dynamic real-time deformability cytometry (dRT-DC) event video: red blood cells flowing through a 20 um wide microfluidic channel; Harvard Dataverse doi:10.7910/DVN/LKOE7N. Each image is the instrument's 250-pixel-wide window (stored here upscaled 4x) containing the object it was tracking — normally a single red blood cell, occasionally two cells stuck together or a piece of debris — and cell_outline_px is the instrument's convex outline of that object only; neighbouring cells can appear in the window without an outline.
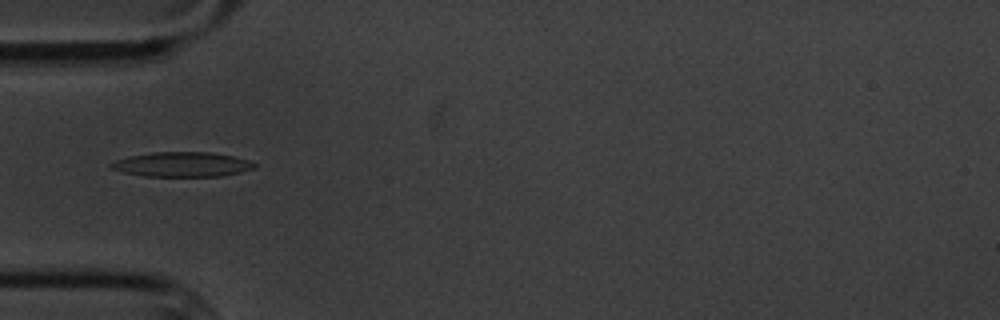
{"species": "common noctule bat (a hibernating species)", "species_latin": "Nyctalus noctula", "temperature_condition": "cold", "stored_images_in_passage": 9, "camera_frame_rate_fps": 3000, "um_per_image_px": 0.085, "animal": {"sex": "male", "body_mass_g": 20.1, "forearm_length_mm": 53.5}, "frame": {"image": 1, "passage_image": 1, "time_ms": 0.0, "image_size_px": [1000, 320], "cell_outline_px": [[256, 168], [240, 172], [220, 176], [144, 176], [124, 172], [108, 168], [108, 164], [116, 160], [128, 156], [152, 152], [212, 152], [232, 156], [248, 160], [256, 164]], "centroid_in_image_um": [15.45, 13.97], "position_along_channel_um": 69.6, "area_um2": 20.69}}
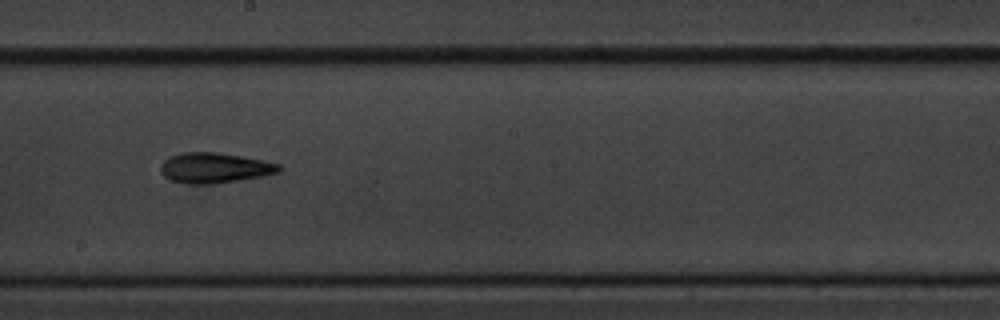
{"frame": {"image": 2, "passage_image": 5, "time_ms": 4.667, "image_size_px": [1000, 320], "cell_outline_px": [[280, 172], [240, 180], [216, 184], [188, 184], [168, 180], [160, 172], [160, 164], [168, 156], [184, 152], [216, 152], [244, 156], [264, 160], [280, 164]], "centroid_in_image_um": [18.2, 14.27], "position_along_channel_um": 230.0, "area_um2": 21.21}}
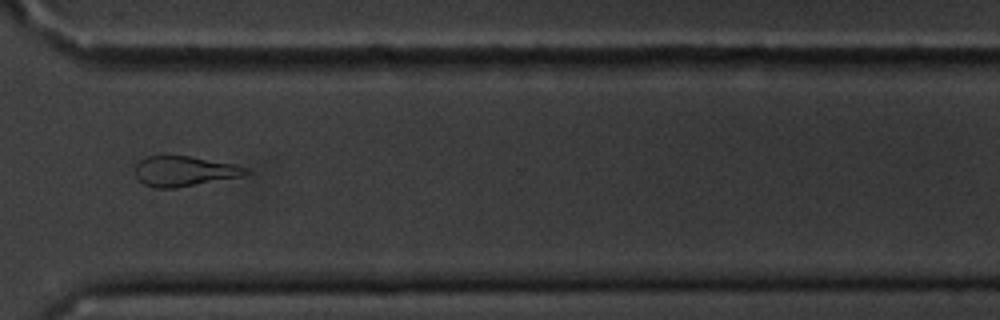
{"frame": {"image": 3, "passage_image": 8, "time_ms": 8.333, "image_size_px": [1000, 320], "cell_outline_px": [[248, 172], [240, 176], [176, 188], [152, 188], [144, 184], [136, 176], [136, 164], [140, 160], [148, 156], [188, 156], [236, 164], [248, 168]], "centroid_in_image_um": [15.64, 14.55], "position_along_channel_um": 355.0, "area_um2": 19.19}}